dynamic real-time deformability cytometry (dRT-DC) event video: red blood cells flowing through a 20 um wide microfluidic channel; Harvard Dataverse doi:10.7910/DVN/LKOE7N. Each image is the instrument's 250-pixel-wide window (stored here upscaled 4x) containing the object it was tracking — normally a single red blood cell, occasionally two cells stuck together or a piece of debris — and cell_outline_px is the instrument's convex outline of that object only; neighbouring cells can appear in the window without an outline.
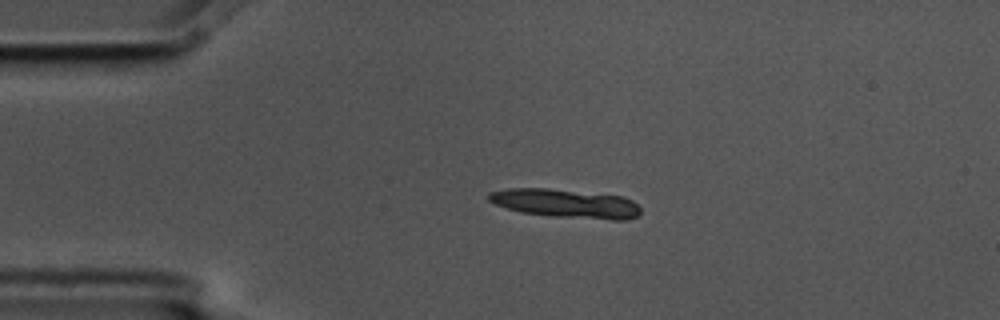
{"species": "common noctule bat (a hibernating species)", "species_latin": "Nyctalus noctula", "temperature_condition": "cold", "stored_images_in_passage": 3, "camera_frame_rate_fps": 3000, "um_per_image_px": 0.085, "animal": {"sex": "male", "body_mass_g": 17.5, "forearm_length_mm": 52.3}, "frame": {"image": 1, "passage_image": 1, "time_ms": 0.0, "image_size_px": [1000, 320], "cell_outline_px": [[640, 212], [636, 216], [628, 220], [612, 220], [552, 216], [520, 212], [496, 204], [488, 200], [488, 192], [508, 188], [548, 188], [624, 196], [632, 200], [640, 208]], "centroid_in_image_um": [48.1, 17.29], "position_along_channel_um": 36.9, "area_um2": 25.49}}